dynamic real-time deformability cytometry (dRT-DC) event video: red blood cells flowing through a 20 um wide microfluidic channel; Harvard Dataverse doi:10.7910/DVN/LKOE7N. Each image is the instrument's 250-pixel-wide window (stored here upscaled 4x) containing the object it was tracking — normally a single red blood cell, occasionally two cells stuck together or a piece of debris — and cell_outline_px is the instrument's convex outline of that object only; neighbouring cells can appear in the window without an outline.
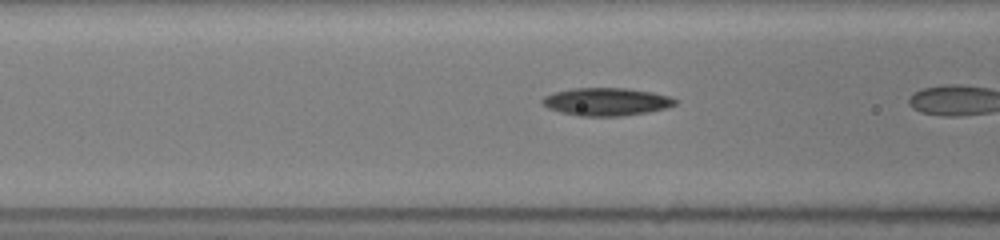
{"species": "common noctule bat (a hibernating species)", "species_latin": "Nyctalus noctula", "temperature_condition": "room temperature", "stored_images_in_passage": 12, "camera_frame_rate_fps": 3000, "um_per_image_px": 0.085, "animal": {"sex": "female", "body_mass_g": 19.5, "forearm_length_mm": 54.1}, "frame": {"image": 1, "passage_image": 10, "time_ms": 1.333, "image_size_px": [1000, 240], "cell_outline_px": [[676, 104], [668, 108], [648, 112], [620, 116], [576, 116], [560, 112], [548, 108], [540, 100], [544, 96], [552, 92], [572, 88], [628, 88], [652, 92], [668, 96], [676, 100]], "centroid_in_image_um": [51.51, 8.64], "position_along_channel_um": 115.1, "area_um2": 21.68}}